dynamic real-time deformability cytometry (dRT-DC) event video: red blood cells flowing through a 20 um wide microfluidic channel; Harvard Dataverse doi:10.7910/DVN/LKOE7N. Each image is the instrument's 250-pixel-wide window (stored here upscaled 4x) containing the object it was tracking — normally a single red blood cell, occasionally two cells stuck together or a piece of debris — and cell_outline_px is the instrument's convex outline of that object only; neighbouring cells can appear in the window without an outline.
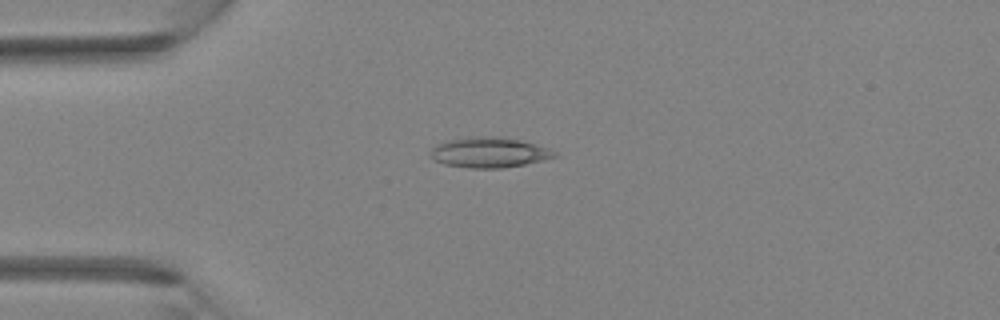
{"species": "Egyptian fruit bat (a non-hibernating species)", "species_latin": "Rousettus aegyptiacus", "temperature_condition": "room temperature", "stored_images_in_passage": 5, "camera_frame_rate_fps": 3000, "um_per_image_px": 0.085, "animal": {"sex": "female"}, "frame": {"image": 1, "passage_image": 5, "time_ms": 1.333, "image_size_px": [1000, 320], "cell_outline_px": [[560, 156], [544, 160], [504, 168], [468, 168], [444, 164], [432, 160], [432, 148], [436, 144], [448, 140], [468, 136], [504, 136], [536, 144], [548, 148], [556, 152]], "centroid_in_image_um": [41.6, 12.95], "position_along_channel_um": 43.4, "area_um2": 22.2}}